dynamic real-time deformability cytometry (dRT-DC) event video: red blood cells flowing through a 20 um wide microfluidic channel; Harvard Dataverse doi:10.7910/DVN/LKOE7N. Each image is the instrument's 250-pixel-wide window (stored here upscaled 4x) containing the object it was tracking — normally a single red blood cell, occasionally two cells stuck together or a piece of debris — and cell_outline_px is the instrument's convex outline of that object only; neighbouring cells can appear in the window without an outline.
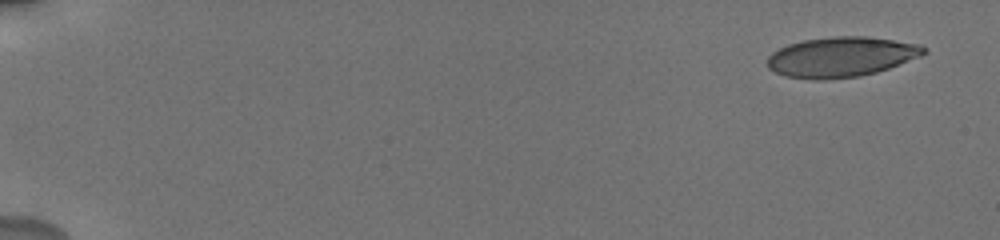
{"species": "human", "species_latin": "Homo sapiens", "temperature_condition": "cold", "stored_images_in_passage": 33, "camera_frame_rate_fps": 3000, "um_per_image_px": 0.085, "donor": {"sex": "male"}, "frame": {"image": 1, "passage_image": 1, "time_ms": 0.0, "image_size_px": [1000, 240], "cell_outline_px": [[928, 52], [920, 56], [888, 68], [876, 72], [860, 76], [824, 80], [812, 80], [784, 76], [768, 68], [768, 56], [772, 52], [788, 44], [804, 40], [832, 36], [864, 36], [920, 44], [928, 48]], "centroid_in_image_um": [71.49, 4.84], "position_along_channel_um": 13.5, "area_um2": 36.59}}
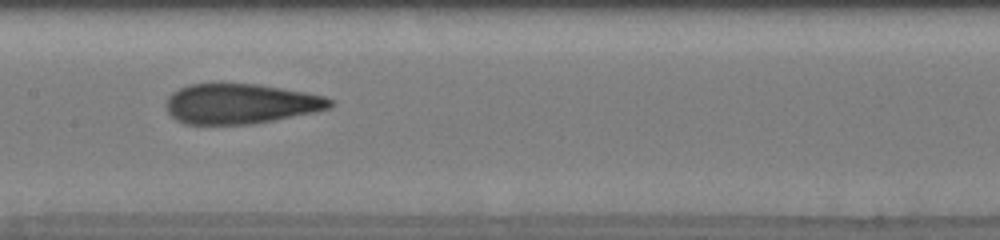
{"frame": {"image": 2, "passage_image": 14, "time_ms": 9.0, "image_size_px": [1000, 240], "cell_outline_px": [[332, 108], [316, 112], [252, 124], [184, 124], [176, 120], [168, 112], [164, 104], [168, 96], [172, 92], [188, 84], [256, 84], [304, 92], [324, 96], [332, 100]], "centroid_in_image_um": [20.42, 8.83], "position_along_channel_um": 187.0, "area_um2": 38.26}}
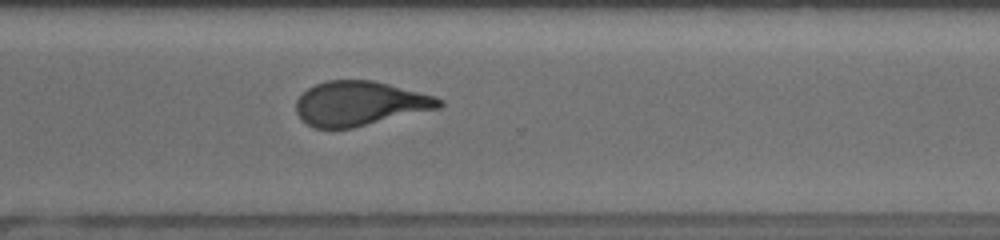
{"frame": {"image": 3, "passage_image": 23, "time_ms": 13.0, "image_size_px": [1000, 240], "cell_outline_px": [[444, 104], [440, 108], [352, 128], [312, 128], [300, 120], [296, 112], [296, 100], [308, 88], [316, 84], [328, 80], [372, 80], [436, 96], [444, 100]], "centroid_in_image_um": [30.58, 8.8], "position_along_channel_um": 340.0, "area_um2": 37.17}, "authors_computed_cell_mechanics": {"area_um2": 38.2058, "velocity_mm_per_s": 3.8393, "shape_relaxation_time_tau1_ms": 6.4913, "shape_relaxation_time_tau2_ms": 1.3875, "deformation_change_tau1": 0.198, "deformation_change_tau2": 0.1024}}